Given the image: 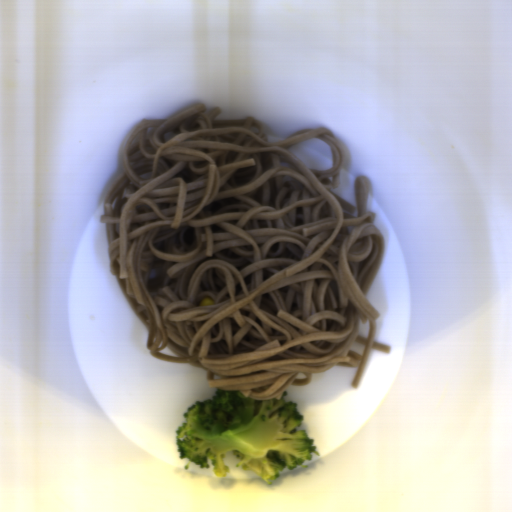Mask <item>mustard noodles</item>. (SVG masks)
Returning a JSON list of instances; mask_svg holds the SVG:
<instances>
[{"label": "mustard noodles", "instance_id": "obj_1", "mask_svg": "<svg viewBox=\"0 0 512 512\" xmlns=\"http://www.w3.org/2000/svg\"><path fill=\"white\" fill-rule=\"evenodd\" d=\"M206 108L142 118L99 219L149 354L259 402L335 366L357 367V390L370 351L391 350L374 340L381 314L366 297L385 250L368 177L352 205L331 192L345 159L329 128L269 141L254 117ZM314 136L330 145L327 170L291 151Z\"/></svg>", "mask_w": 512, "mask_h": 512}]
</instances>
